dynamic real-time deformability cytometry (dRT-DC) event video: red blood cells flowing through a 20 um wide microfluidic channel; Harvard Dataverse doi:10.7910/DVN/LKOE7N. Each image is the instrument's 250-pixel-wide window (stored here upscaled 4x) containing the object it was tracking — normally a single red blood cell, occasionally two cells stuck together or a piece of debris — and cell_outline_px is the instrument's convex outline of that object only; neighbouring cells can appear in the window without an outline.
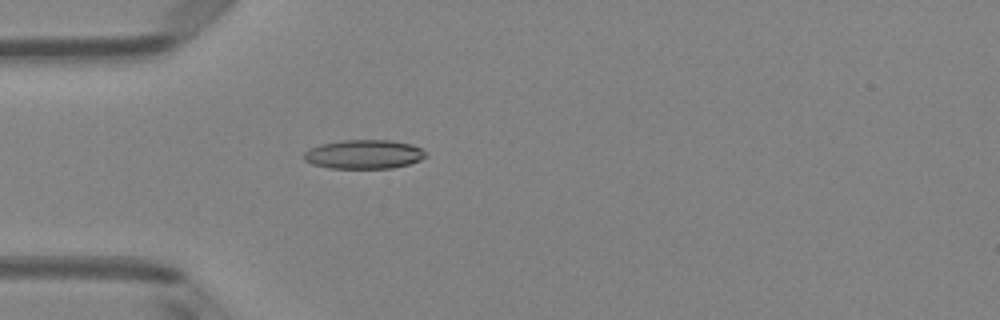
{"species": "Egyptian fruit bat (a non-hibernating species)", "species_latin": "Rousettus aegyptiacus", "temperature_condition": "room temperature", "stored_images_in_passage": 38, "camera_frame_rate_fps": 3000, "um_per_image_px": 0.085, "animal": {"sex": "female"}, "frame": {"image": 1, "passage_image": 2, "time_ms": 0.333, "image_size_px": [1000, 320], "cell_outline_px": [[428, 156], [420, 160], [408, 164], [392, 168], [328, 168], [312, 164], [304, 160], [304, 152], [320, 144], [344, 140], [388, 140], [412, 144], [420, 148]], "centroid_in_image_um": [30.93, 13.12], "position_along_channel_um": 54.1, "area_um2": 20.52}}
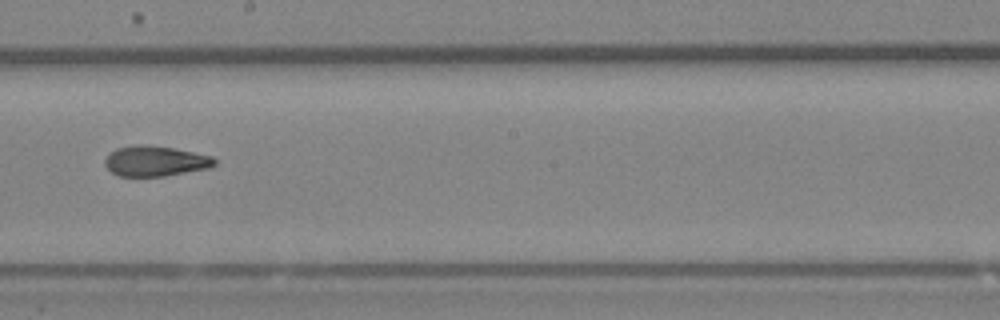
{"frame": {"image": 2, "passage_image": 16, "time_ms": 5.0, "image_size_px": [1000, 320], "cell_outline_px": [[216, 164], [208, 168], [164, 176], [120, 176], [112, 172], [104, 164], [104, 160], [116, 148], [136, 144], [148, 144], [172, 148], [212, 156], [216, 160]], "centroid_in_image_um": [13.19, 13.68], "position_along_channel_um": 235.0, "area_um2": 19.25}}
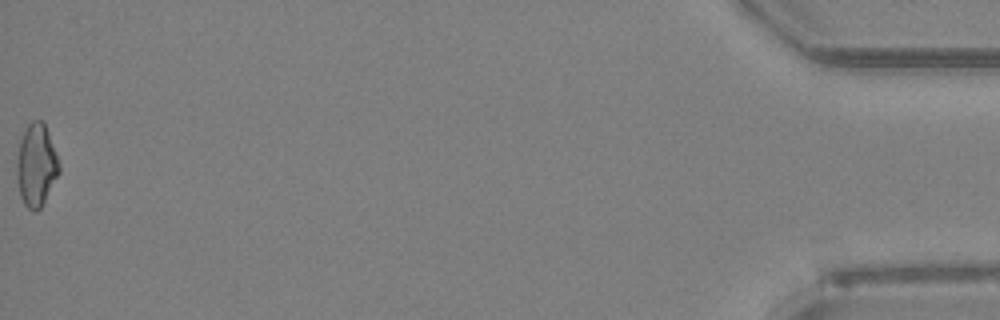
{"frame": {"image": 3, "passage_image": 38, "time_ms": 12.333, "image_size_px": [1000, 320], "cell_outline_px": [[60, 172], [40, 208], [36, 212], [32, 212], [24, 204], [20, 196], [16, 176], [16, 160], [20, 140], [28, 124], [32, 120], [44, 120], [56, 152], [60, 168]], "centroid_in_image_um": [3.07, 14.03], "position_along_channel_um": 432.1, "area_um2": 20.52}, "authors_computed_cell_mechanics": {"area_um2": 19.6809, "velocity_mm_per_s": 4.0332, "shape_relaxation_time_tau1_ms": 4.2964, "shape_relaxation_time_tau2_ms": 3.0366, "deformation_change_tau1": 0.1615, "deformation_change_tau2": 0.1148}}